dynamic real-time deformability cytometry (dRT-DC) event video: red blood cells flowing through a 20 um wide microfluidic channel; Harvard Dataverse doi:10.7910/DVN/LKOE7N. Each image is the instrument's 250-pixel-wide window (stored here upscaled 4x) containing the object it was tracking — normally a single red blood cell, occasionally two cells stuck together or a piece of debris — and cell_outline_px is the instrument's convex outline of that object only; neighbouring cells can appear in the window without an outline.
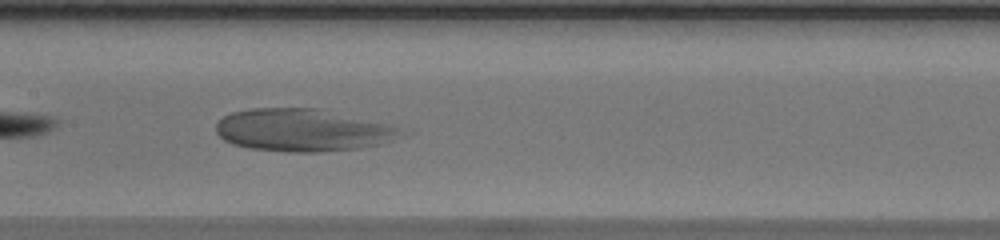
{"species": "human", "species_latin": "Homo sapiens", "temperature_condition": "warm", "stored_images_in_passage": 39, "camera_frame_rate_fps": 3000, "um_per_image_px": 0.085, "donor": {"sex": "male"}, "frame": {"image": 1, "passage_image": 12, "time_ms": 3.667, "image_size_px": [1000, 240], "cell_outline_px": [[400, 132], [380, 144], [356, 148], [320, 152], [292, 152], [248, 148], [232, 144], [224, 140], [216, 132], [216, 124], [224, 116], [232, 112], [252, 108], [316, 108], [384, 124], [396, 128]], "centroid_in_image_um": [25.55, 11.06], "position_along_channel_um": 181.9, "area_um2": 44.62}}
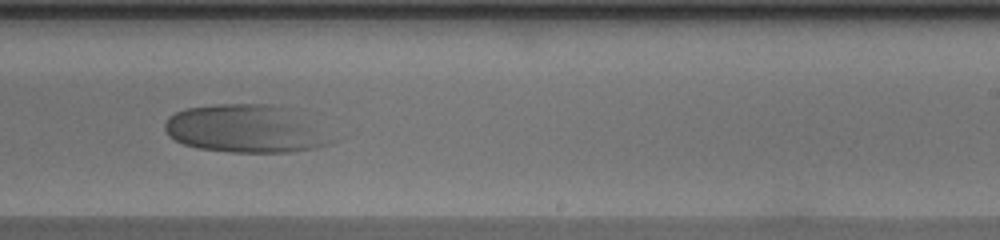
{"frame": {"image": 2, "passage_image": 19, "time_ms": 6.0, "image_size_px": [1000, 240], "cell_outline_px": [[340, 140], [316, 148], [288, 152], [228, 152], [200, 148], [184, 144], [168, 136], [164, 128], [164, 124], [168, 116], [184, 108], [216, 104], [272, 104], [288, 108]], "centroid_in_image_um": [20.87, 10.95], "position_along_channel_um": 268.1, "area_um2": 46.59}}
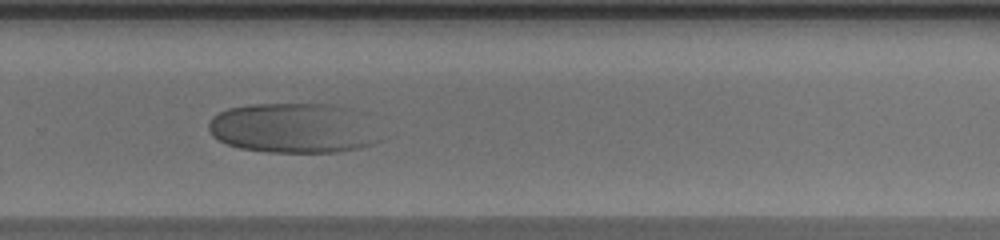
{"frame": {"image": 3, "passage_image": 22, "time_ms": 7.0, "image_size_px": [1000, 240], "cell_outline_px": [[388, 136], [384, 140], [360, 148], [336, 152], [268, 152], [240, 148], [228, 144], [212, 136], [208, 128], [208, 124], [212, 116], [228, 108], [252, 104], [332, 104], [352, 108]], "centroid_in_image_um": [25.02, 10.89], "position_along_channel_um": 304.8, "area_um2": 50.69}}